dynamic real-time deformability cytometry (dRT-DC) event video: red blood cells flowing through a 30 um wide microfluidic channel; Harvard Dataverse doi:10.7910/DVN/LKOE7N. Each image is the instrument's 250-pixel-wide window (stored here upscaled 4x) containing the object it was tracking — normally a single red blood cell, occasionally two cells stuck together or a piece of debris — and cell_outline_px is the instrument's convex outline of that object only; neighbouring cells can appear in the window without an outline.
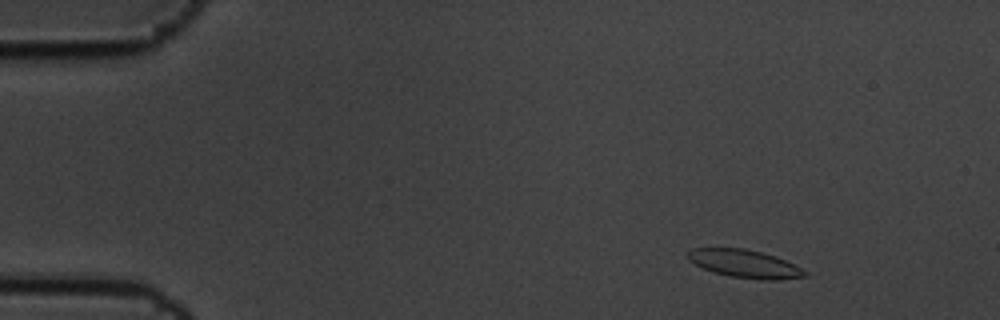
{"species": "common noctule bat (a hibernating species)", "species_latin": "Nyctalus noctula", "temperature_condition": "cold", "stored_images_in_passage": 4, "camera_frame_rate_fps": 3000, "um_per_image_px": 0.085, "animal": {"sex": "male", "body_mass_g": 19.5, "forearm_length_mm": 54.6}, "frame": {"image": 1, "passage_image": 2, "time_ms": 0.333, "image_size_px": [1000, 320], "cell_outline_px": [[808, 276], [780, 280], [764, 280], [732, 276], [716, 272], [704, 268], [688, 260], [688, 252], [692, 248], [744, 248], [760, 252], [784, 260], [808, 272]], "centroid_in_image_um": [63.31, 22.42], "position_along_channel_um": 21.7, "area_um2": 18.67}}